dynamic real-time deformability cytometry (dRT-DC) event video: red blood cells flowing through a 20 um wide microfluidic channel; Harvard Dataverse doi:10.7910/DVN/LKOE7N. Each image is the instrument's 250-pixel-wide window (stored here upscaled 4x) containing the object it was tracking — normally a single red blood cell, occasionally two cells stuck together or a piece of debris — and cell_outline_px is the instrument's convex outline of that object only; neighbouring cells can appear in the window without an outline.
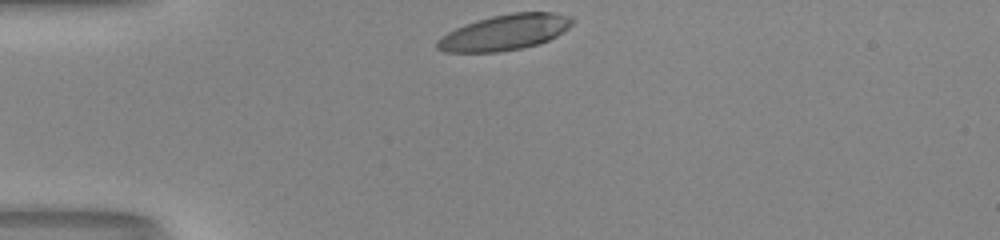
{"species": "human", "species_latin": "Homo sapiens", "temperature_condition": "room temperature", "stored_images_in_passage": 29, "camera_frame_rate_fps": 3000, "um_per_image_px": 0.085, "donor": {"sex": "male"}, "frame": {"image": 1, "passage_image": 1, "time_ms": 0.0, "image_size_px": [1000, 240], "cell_outline_px": [[572, 24], [568, 28], [556, 36], [540, 44], [520, 48], [496, 52], [444, 52], [436, 48], [436, 40], [448, 32], [464, 24], [476, 20], [492, 16], [512, 12], [552, 12], [572, 16]], "centroid_in_image_um": [42.89, 2.75], "position_along_channel_um": 42.1, "area_um2": 28.03}, "authors_computed_cell_mechanics": {"area_um2": 28.4376, "velocity_mm_per_s": 4.0953, "shape_relaxation_time_tau1_ms": 2.6342, "shape_relaxation_time_tau2_ms": null, "deformation_change_tau1": 0.1666, "deformation_change_tau2": null}}